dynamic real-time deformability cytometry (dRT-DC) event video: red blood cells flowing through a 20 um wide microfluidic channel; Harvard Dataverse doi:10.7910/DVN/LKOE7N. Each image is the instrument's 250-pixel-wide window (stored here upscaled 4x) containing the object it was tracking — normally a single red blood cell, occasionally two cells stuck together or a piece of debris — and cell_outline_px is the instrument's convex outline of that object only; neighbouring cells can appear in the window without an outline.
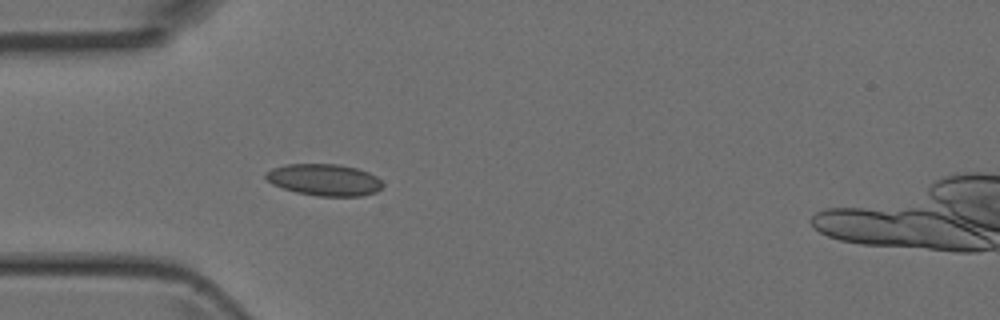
{"species": "Egyptian fruit bat (a non-hibernating species)", "species_latin": "Rousettus aegyptiacus", "temperature_condition": "room temperature", "stored_images_in_passage": 5, "camera_frame_rate_fps": 3000, "um_per_image_px": 0.085, "animal": {"sex": "female"}, "frame": {"image": 1, "passage_image": 2, "time_ms": 0.333, "image_size_px": [1000, 320], "cell_outline_px": [[384, 184], [376, 192], [360, 196], [320, 196], [296, 192], [272, 184], [264, 176], [264, 172], [272, 168], [284, 164], [340, 164], [356, 168], [368, 172], [376, 176]], "centroid_in_image_um": [27.55, 15.27], "position_along_channel_um": 57.5, "area_um2": 21.62}}